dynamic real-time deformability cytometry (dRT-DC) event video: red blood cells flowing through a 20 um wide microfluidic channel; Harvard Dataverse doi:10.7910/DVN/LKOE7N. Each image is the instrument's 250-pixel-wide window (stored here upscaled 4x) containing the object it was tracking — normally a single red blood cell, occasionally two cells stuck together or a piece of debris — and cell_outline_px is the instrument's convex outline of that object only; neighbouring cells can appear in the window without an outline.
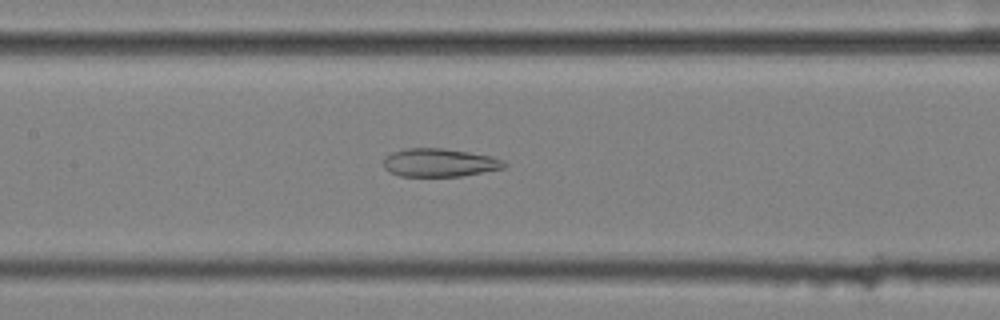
{"species": "common noctule bat (a hibernating species)", "species_latin": "Nyctalus noctula", "temperature_condition": "cold", "stored_images_in_passage": 58, "camera_frame_rate_fps": 3000, "um_per_image_px": 0.085, "animal": {"sex": "female", "body_mass_g": 25.1}, "frame": {"image": 1, "passage_image": 28, "time_ms": 9.0, "image_size_px": [1000, 320], "cell_outline_px": [[508, 164], [504, 168], [460, 176], [400, 176], [388, 172], [384, 168], [384, 156], [392, 152], [408, 148], [444, 148], [492, 156], [504, 160]], "centroid_in_image_um": [37.35, 13.82], "position_along_channel_um": 170.1, "area_um2": 19.94}}
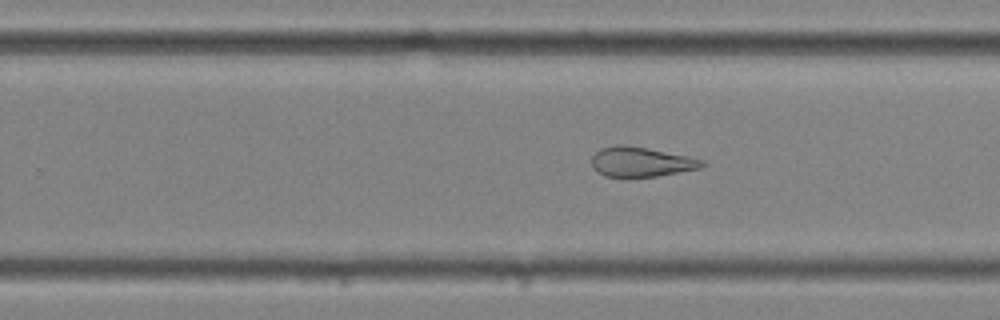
{"frame": {"image": 2, "passage_image": 37, "time_ms": 12.0, "image_size_px": [1000, 320], "cell_outline_px": [[704, 164], [700, 168], [656, 176], [604, 176], [596, 172], [592, 168], [592, 156], [600, 148], [616, 144], [624, 144], [648, 148], [688, 156], [704, 160]], "centroid_in_image_um": [54.44, 13.74], "position_along_channel_um": 275.4, "area_um2": 19.07}}
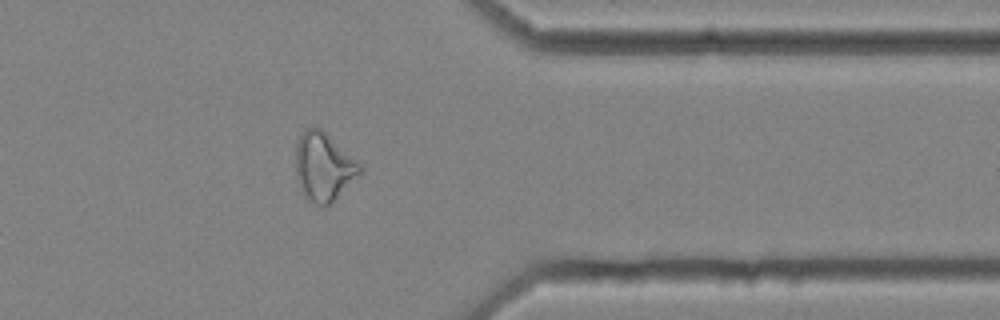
{"frame": {"image": 3, "passage_image": 47, "time_ms": 15.333, "image_size_px": [1000, 320], "cell_outline_px": [[364, 168], [360, 176], [332, 204], [324, 208], [308, 200], [304, 196], [296, 172], [296, 144], [304, 128], [320, 128], [360, 164]], "centroid_in_image_um": [27.54, 14.23], "position_along_channel_um": 383.9, "area_um2": 25.61}, "authors_computed_cell_mechanics": {"area_um2": 26.7036, "velocity_mm_per_s": 3.5148, "shape_relaxation_time_tau1_ms": null, "shape_relaxation_time_tau2_ms": 2.4583, "deformation_change_tau1": null, "deformation_change_tau2": 0.1141}}